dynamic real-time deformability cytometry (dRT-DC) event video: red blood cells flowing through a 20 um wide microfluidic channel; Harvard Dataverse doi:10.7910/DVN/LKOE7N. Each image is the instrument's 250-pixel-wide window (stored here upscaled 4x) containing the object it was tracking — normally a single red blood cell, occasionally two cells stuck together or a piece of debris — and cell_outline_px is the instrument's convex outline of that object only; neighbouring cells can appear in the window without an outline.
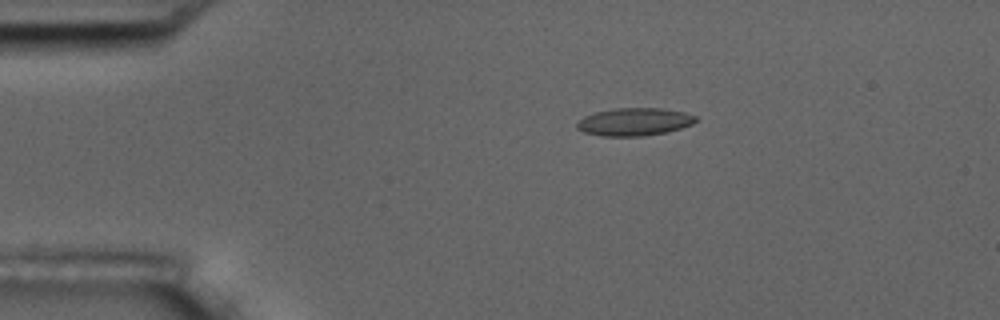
{"species": "common noctule bat (a hibernating species)", "species_latin": "Nyctalus noctula", "temperature_condition": "room temperature", "stored_images_in_passage": 6, "camera_frame_rate_fps": 3000, "um_per_image_px": 0.085, "animal": {"sex": "male", "body_mass_g": 17.5, "forearm_length_mm": 52.3}, "frame": {"image": 1, "passage_image": 4, "time_ms": 3.333, "image_size_px": [1000, 320], "cell_outline_px": [[696, 120], [692, 124], [668, 132], [640, 136], [600, 136], [584, 132], [576, 128], [576, 124], [584, 116], [596, 112], [616, 108], [660, 108], [684, 112], [696, 116]], "centroid_in_image_um": [53.9, 10.36], "position_along_channel_um": 31.1, "area_um2": 19.13}}
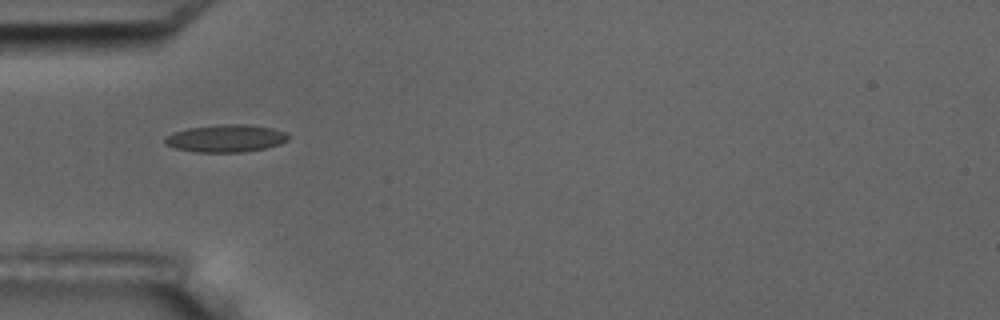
{"frame": {"image": 2, "passage_image": 6, "time_ms": 5.667, "image_size_px": [1000, 320], "cell_outline_px": [[288, 140], [280, 144], [264, 148], [244, 152], [196, 152], [176, 148], [164, 144], [164, 140], [172, 132], [188, 128], [220, 124], [248, 124], [272, 128], [284, 132], [288, 136]], "centroid_in_image_um": [19.19, 11.75], "position_along_channel_um": 65.8, "area_um2": 19.71}}